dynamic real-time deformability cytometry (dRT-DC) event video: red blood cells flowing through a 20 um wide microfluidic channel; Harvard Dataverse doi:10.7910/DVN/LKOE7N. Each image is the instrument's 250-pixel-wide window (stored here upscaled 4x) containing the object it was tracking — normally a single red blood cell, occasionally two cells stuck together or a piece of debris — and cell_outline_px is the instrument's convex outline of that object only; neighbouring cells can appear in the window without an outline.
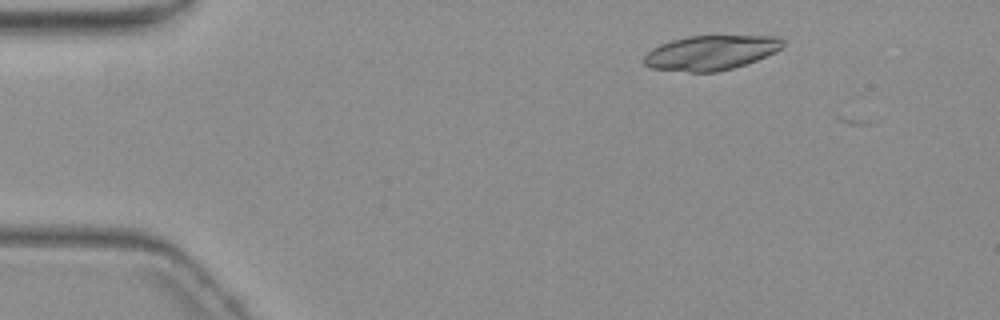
{"species": "common noctule bat (a hibernating species)", "species_latin": "Nyctalus noctula", "temperature_condition": "warm", "stored_images_in_passage": 2, "camera_frame_rate_fps": 3000, "um_per_image_px": 0.085, "animal": {"sex": "female", "body_mass_g": 19.3, "forearm_length_mm": 54.1}, "frame": {"image": 1, "passage_image": 1, "time_ms": 0.0, "image_size_px": [1000, 320], "cell_outline_px": [[784, 44], [776, 52], [756, 60], [732, 68], [716, 72], [688, 72], [652, 68], [644, 64], [644, 56], [652, 48], [660, 44], [672, 40], [688, 36], [780, 36], [784, 40]], "centroid_in_image_um": [60.42, 4.47], "position_along_channel_um": 24.6, "area_um2": 27.92}}